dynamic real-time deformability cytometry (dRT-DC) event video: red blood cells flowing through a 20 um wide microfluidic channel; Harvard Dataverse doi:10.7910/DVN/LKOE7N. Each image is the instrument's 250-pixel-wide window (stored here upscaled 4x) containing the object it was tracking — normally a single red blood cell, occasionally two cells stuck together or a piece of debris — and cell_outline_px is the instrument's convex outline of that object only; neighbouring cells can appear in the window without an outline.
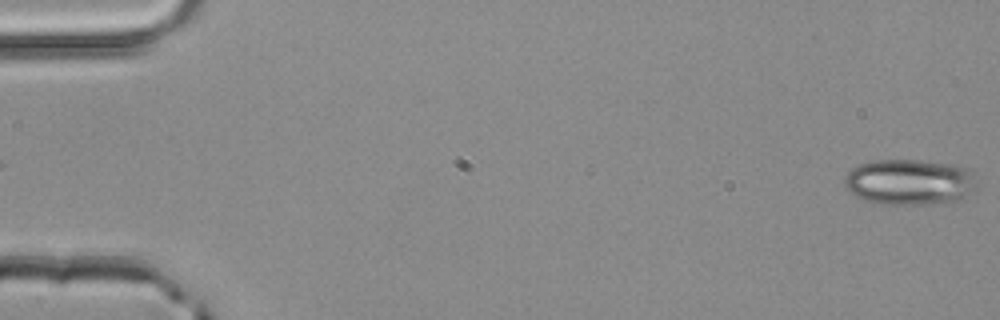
{"species": "common noctule bat (a hibernating species)", "species_latin": "Nyctalus noctula", "temperature_condition": "room temperature", "stored_images_in_passage": 4, "segment_of_instrument_passage": [2, 2], "camera_frame_rate_fps": 3000, "um_per_image_px": 0.085, "animal": {"sex": "male", "body_mass_g": 20.4}, "frame": {"image": 1, "passage_image": 4, "time_ms": 1.0, "image_size_px": [1000, 320], "cell_outline_px": [[976, 192], [948, 204], [872, 204], [856, 196], [844, 184], [844, 176], [852, 168], [860, 164], [872, 160], [920, 160], [956, 164], [968, 168], [976, 188]], "centroid_in_image_um": [77.32, 15.48], "position_along_channel_um": 7.7, "area_um2": 35.78}}